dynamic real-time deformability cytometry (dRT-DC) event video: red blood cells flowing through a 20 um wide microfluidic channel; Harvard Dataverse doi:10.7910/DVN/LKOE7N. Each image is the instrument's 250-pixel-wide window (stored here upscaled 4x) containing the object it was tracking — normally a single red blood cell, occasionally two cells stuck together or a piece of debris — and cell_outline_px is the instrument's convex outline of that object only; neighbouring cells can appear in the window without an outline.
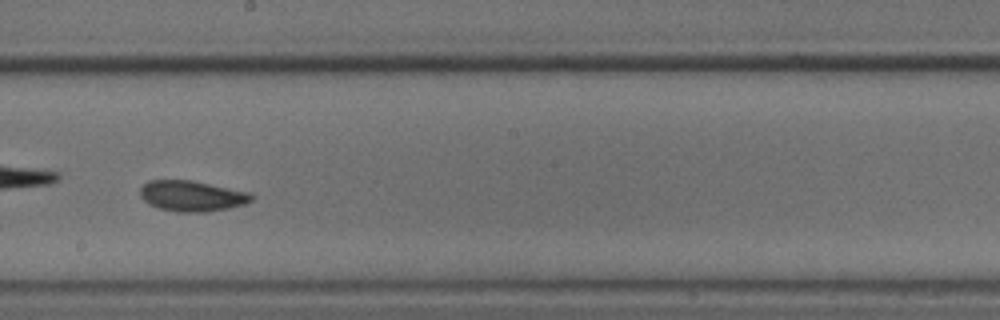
{"species": "common noctule bat (a hibernating species)", "species_latin": "Nyctalus noctula", "temperature_condition": "cold", "stored_images_in_passage": 51, "camera_frame_rate_fps": 3000, "um_per_image_px": 0.085, "animal": {"sex": "male", "body_mass_g": 18.8}, "frame": {"image": 1, "passage_image": 30, "time_ms": 9.667, "image_size_px": [1000, 320], "cell_outline_px": [[256, 196], [252, 200], [244, 204], [228, 208], [208, 212], [176, 212], [156, 208], [148, 204], [140, 196], [140, 188], [148, 180], [192, 180], [252, 192]], "centroid_in_image_um": [16.33, 16.66], "position_along_channel_um": 231.9, "area_um2": 20.29}}